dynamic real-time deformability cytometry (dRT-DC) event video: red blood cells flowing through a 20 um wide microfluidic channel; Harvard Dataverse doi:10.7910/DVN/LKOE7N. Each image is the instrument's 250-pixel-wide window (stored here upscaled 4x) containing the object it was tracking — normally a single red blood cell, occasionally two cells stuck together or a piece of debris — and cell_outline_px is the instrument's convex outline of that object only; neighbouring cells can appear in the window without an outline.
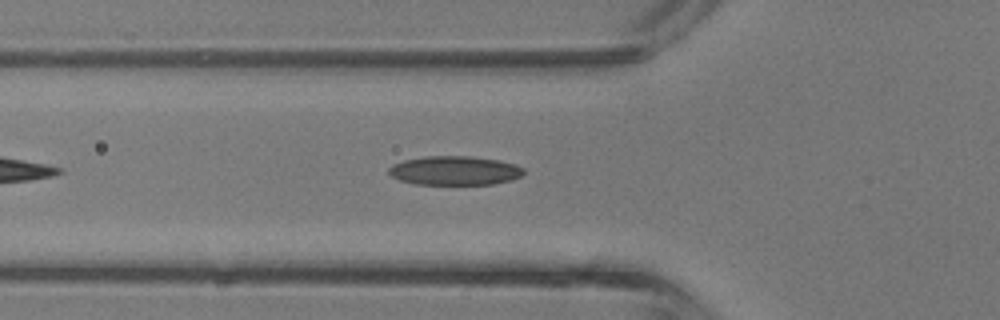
{"species": "common noctule bat (a hibernating species)", "species_latin": "Nyctalus noctula", "temperature_condition": "room temperature", "stored_images_in_passage": 26, "camera_frame_rate_fps": 3000, "um_per_image_px": 0.085, "animal": {"sex": "male", "body_mass_g": 13.3}, "frame": {"image": 1, "passage_image": 5, "time_ms": 1.333, "image_size_px": [1000, 320], "cell_outline_px": [[524, 172], [520, 176], [512, 180], [492, 184], [416, 184], [400, 180], [392, 176], [388, 172], [388, 168], [392, 164], [404, 160], [424, 156], [472, 156], [500, 160], [516, 164], [524, 168]], "centroid_in_image_um": [38.66, 14.49], "position_along_channel_um": 87.1, "area_um2": 22.95}}
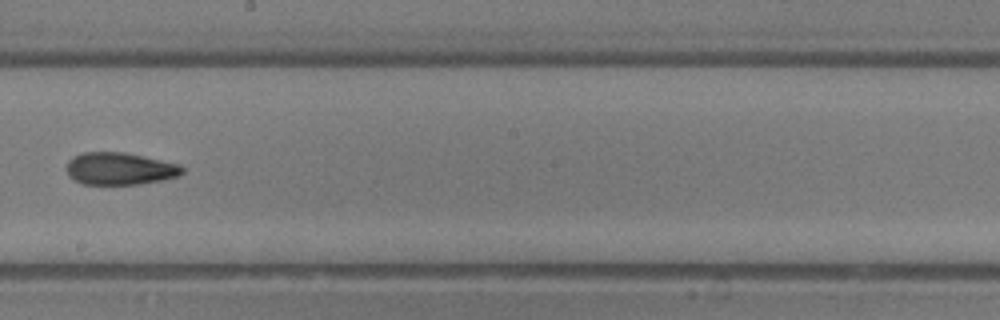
{"frame": {"image": 2, "passage_image": 14, "time_ms": 4.333, "image_size_px": [1000, 320], "cell_outline_px": [[184, 172], [180, 176], [164, 180], [140, 184], [84, 184], [68, 176], [68, 160], [72, 156], [84, 152], [124, 152], [180, 164], [184, 168]], "centroid_in_image_um": [10.22, 14.34], "position_along_channel_um": 238.0, "area_um2": 21.85}}
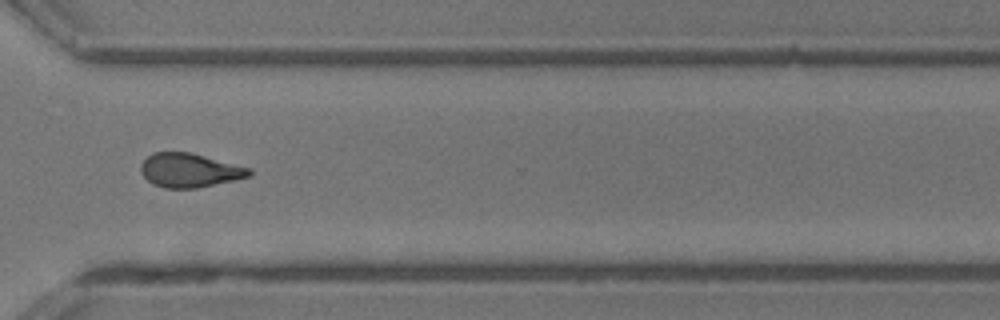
{"frame": {"image": 3, "passage_image": 21, "time_ms": 6.667, "image_size_px": [1000, 320], "cell_outline_px": [[252, 176], [236, 180], [196, 188], [164, 188], [152, 184], [140, 172], [140, 164], [152, 152], [188, 152], [252, 168]], "centroid_in_image_um": [16.12, 14.48], "position_along_channel_um": 354.5, "area_um2": 21.56}, "authors_computed_cell_mechanics": {"area_um2": 21.9351, "velocity_mm_per_s": 4.9981, "shape_relaxation_time_tau1_ms": 5.2031, "shape_relaxation_time_tau2_ms": 2.3618, "deformation_change_tau1": 0.1536, "deformation_change_tau2": 0.1076}}